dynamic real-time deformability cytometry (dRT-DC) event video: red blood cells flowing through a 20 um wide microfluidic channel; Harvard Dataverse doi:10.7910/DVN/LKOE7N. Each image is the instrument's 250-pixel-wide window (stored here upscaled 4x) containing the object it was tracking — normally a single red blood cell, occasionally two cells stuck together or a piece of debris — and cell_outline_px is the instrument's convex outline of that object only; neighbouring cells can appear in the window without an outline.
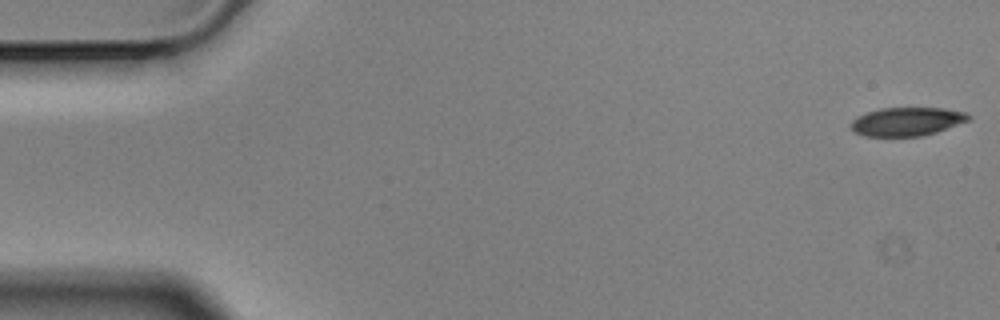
{"species": "Egyptian fruit bat (a non-hibernating species)", "species_latin": "Rousettus aegyptiacus", "temperature_condition": "cold", "stored_images_in_passage": 56, "camera_frame_rate_fps": 3000, "um_per_image_px": 0.085, "animal": {"sex": "male"}, "frame": {"image": 1, "passage_image": 1, "time_ms": 0.0, "image_size_px": [1000, 320], "cell_outline_px": [[972, 116], [968, 120], [936, 132], [920, 136], [864, 136], [856, 132], [852, 128], [852, 120], [856, 116], [880, 108], [944, 108], [964, 112]], "centroid_in_image_um": [77.08, 10.32], "position_along_channel_um": 7.9, "area_um2": 19.31}}
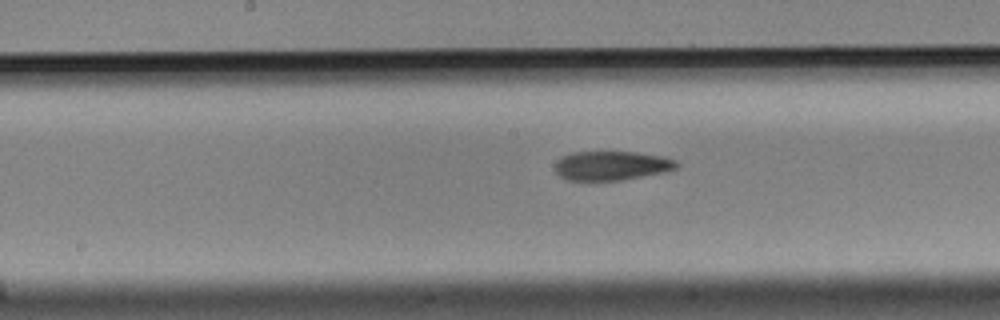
{"frame": {"image": 2, "passage_image": 28, "time_ms": 9.0, "image_size_px": [1000, 320], "cell_outline_px": [[680, 164], [676, 168], [664, 172], [620, 180], [568, 180], [560, 176], [556, 172], [556, 164], [564, 156], [572, 152], [636, 152], [664, 156], [676, 160]], "centroid_in_image_um": [52.03, 14.07], "position_along_channel_um": 196.2, "area_um2": 20.46}}
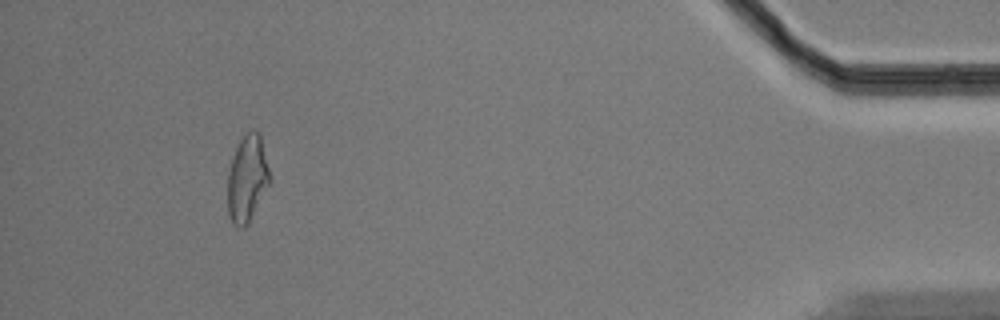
{"frame": {"image": 3, "passage_image": 52, "time_ms": 17.0, "image_size_px": [1000, 320], "cell_outline_px": [[272, 180], [248, 224], [244, 228], [240, 228], [228, 216], [228, 172], [232, 156], [240, 140], [252, 128], [256, 128], [260, 132]], "centroid_in_image_um": [21.04, 15.15], "position_along_channel_um": 414.2, "area_um2": 21.5}, "authors_computed_cell_mechanics": {"area_um2": 21.2993, "velocity_mm_per_s": 3.5485, "shape_relaxation_time_tau1_ms": 6.3925, "shape_relaxation_time_tau2_ms": 2.7478, "deformation_change_tau1": 0.1501, "deformation_change_tau2": 0.0989}}